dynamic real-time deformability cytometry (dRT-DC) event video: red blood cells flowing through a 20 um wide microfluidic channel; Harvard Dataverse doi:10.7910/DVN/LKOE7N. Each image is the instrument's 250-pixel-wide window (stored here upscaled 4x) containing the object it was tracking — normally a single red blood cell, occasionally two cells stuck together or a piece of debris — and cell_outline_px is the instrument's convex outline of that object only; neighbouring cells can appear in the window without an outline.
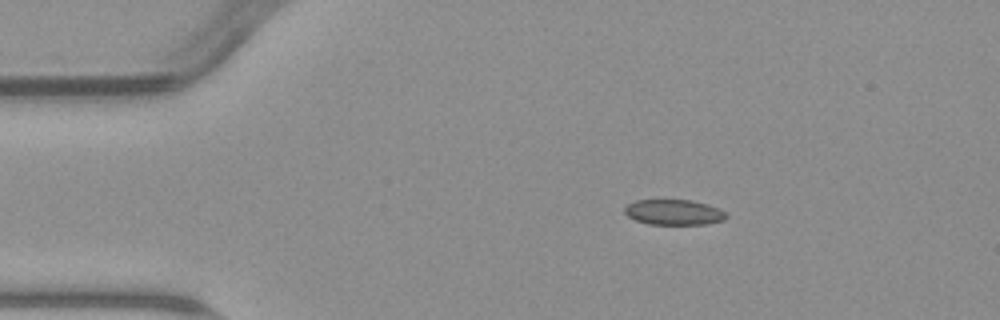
{"species": "common noctule bat (a hibernating species)", "species_latin": "Nyctalus noctula", "temperature_condition": "warm", "stored_images_in_passage": 2, "camera_frame_rate_fps": 3000, "um_per_image_px": 0.085, "animal": {"sex": "male", "body_mass_g": 23.1, "forearm_length_mm": 52.7}, "frame": {"image": 1, "passage_image": 1, "time_ms": 0.0, "image_size_px": [1000, 320], "cell_outline_px": [[728, 216], [724, 220], [708, 224], [648, 224], [636, 220], [628, 216], [624, 212], [624, 208], [628, 204], [636, 200], [692, 200], [708, 204], [720, 208], [728, 212]], "centroid_in_image_um": [57.33, 18.04], "position_along_channel_um": 27.7, "area_um2": 15.2}}